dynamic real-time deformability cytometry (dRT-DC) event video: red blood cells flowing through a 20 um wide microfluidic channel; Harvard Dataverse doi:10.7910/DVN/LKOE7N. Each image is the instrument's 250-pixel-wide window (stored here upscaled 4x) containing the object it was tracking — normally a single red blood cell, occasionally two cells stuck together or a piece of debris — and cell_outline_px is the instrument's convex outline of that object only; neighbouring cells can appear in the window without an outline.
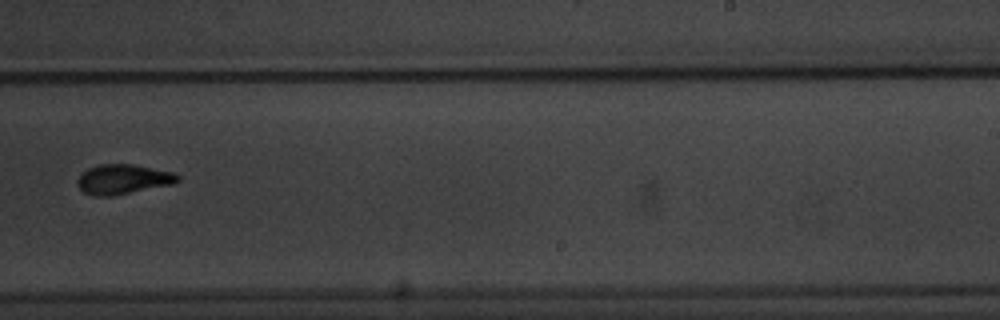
{"species": "common noctule bat (a hibernating species)", "species_latin": "Nyctalus noctula", "temperature_condition": "warm", "stored_images_in_passage": 10, "camera_frame_rate_fps": 3000, "um_per_image_px": 0.085, "animal": {"sex": "male", "body_mass_g": 20.1, "forearm_length_mm": 53.5}, "frame": {"image": 1, "passage_image": 10, "time_ms": 12.0, "image_size_px": [1000, 320], "cell_outline_px": [[180, 180], [172, 184], [112, 196], [92, 196], [84, 192], [76, 184], [76, 180], [88, 168], [100, 164], [132, 164], [176, 172], [180, 176]], "centroid_in_image_um": [10.47, 15.23], "position_along_channel_um": 278.5, "area_um2": 17.46}}